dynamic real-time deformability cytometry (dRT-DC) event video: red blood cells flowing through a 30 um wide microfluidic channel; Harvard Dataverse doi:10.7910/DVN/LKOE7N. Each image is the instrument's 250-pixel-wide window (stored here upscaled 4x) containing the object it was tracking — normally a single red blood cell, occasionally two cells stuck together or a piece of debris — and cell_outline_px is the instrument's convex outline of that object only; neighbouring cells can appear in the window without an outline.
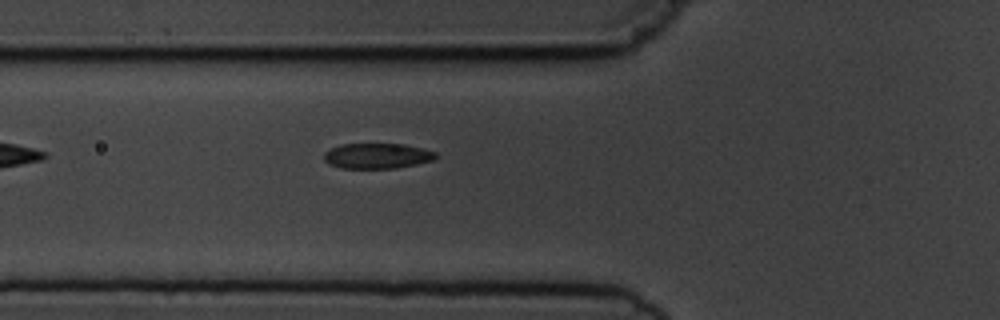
{"species": "common noctule bat (a hibernating species)", "species_latin": "Nyctalus noctula", "temperature_condition": "cold", "stored_images_in_passage": 2, "camera_frame_rate_fps": 3000, "um_per_image_px": 0.085, "animal": {"sex": "male", "body_mass_g": 19.5, "forearm_length_mm": 54.6}, "frame": {"image": 1, "passage_image": 2, "time_ms": 2.0, "image_size_px": [1000, 320], "cell_outline_px": [[436, 156], [432, 160], [416, 164], [396, 168], [340, 168], [328, 164], [324, 160], [324, 152], [340, 144], [404, 144], [436, 152]], "centroid_in_image_um": [32.01, 13.25], "position_along_channel_um": 93.8, "area_um2": 16.42}}